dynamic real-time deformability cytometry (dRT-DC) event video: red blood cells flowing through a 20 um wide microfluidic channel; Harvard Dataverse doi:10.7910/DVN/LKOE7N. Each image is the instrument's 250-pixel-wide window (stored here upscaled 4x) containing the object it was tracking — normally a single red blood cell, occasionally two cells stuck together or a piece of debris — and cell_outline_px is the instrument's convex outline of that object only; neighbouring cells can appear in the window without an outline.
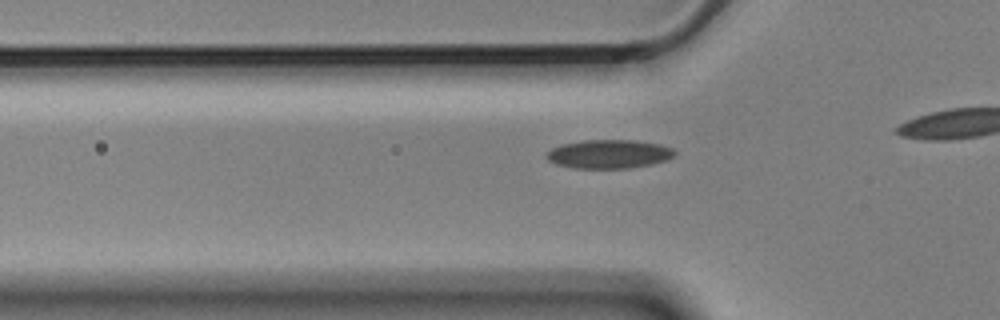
{"species": "Egyptian fruit bat (a non-hibernating species)", "species_latin": "Rousettus aegyptiacus", "temperature_condition": "cold", "stored_images_in_passage": 35, "camera_frame_rate_fps": 3000, "um_per_image_px": 0.085, "animal": {"sex": "male"}, "frame": {"image": 1, "passage_image": 8, "time_ms": 2.333, "image_size_px": [1000, 320], "cell_outline_px": [[676, 152], [668, 160], [652, 164], [628, 168], [572, 168], [556, 164], [548, 160], [544, 156], [544, 152], [560, 144], [584, 140], [636, 140], [660, 144], [672, 148]], "centroid_in_image_um": [51.72, 13.09], "position_along_channel_um": 74.1, "area_um2": 21.68}}
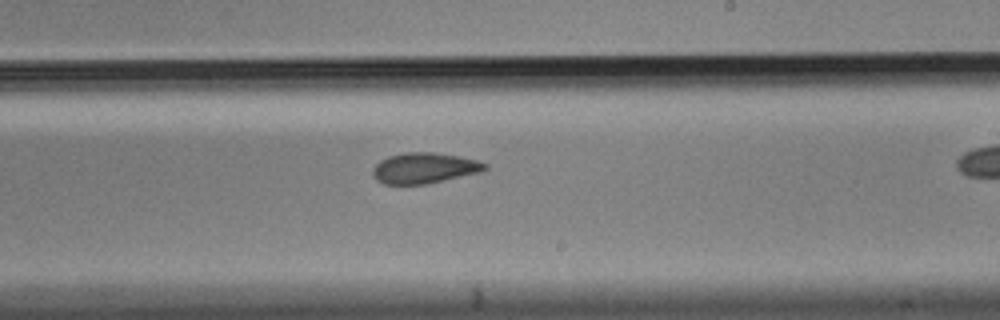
{"frame": {"image": 2, "passage_image": 23, "time_ms": 7.333, "image_size_px": [1000, 320], "cell_outline_px": [[488, 168], [480, 172], [424, 184], [384, 184], [376, 180], [372, 176], [372, 168], [380, 160], [388, 156], [404, 152], [432, 152], [456, 156], [476, 160], [488, 164]], "centroid_in_image_um": [36.01, 14.28], "position_along_channel_um": 253.0, "area_um2": 19.94}}
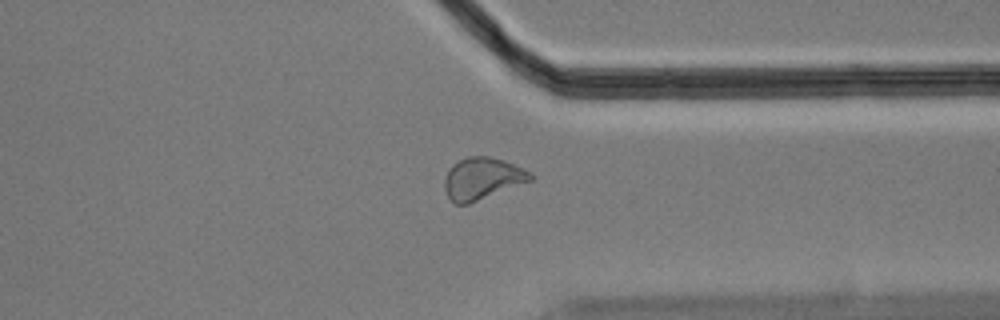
{"frame": {"image": 3, "passage_image": 33, "time_ms": 10.667, "image_size_px": [1000, 320], "cell_outline_px": [[532, 180], [468, 204], [456, 204], [448, 196], [444, 188], [444, 180], [448, 168], [452, 164], [468, 156], [488, 156], [504, 160], [532, 172]], "centroid_in_image_um": [40.97, 15.16], "position_along_channel_um": 370.4, "area_um2": 20.87}}